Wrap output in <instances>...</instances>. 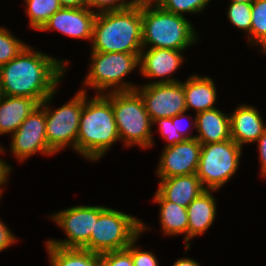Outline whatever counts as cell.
<instances>
[{"mask_svg":"<svg viewBox=\"0 0 266 266\" xmlns=\"http://www.w3.org/2000/svg\"><path fill=\"white\" fill-rule=\"evenodd\" d=\"M67 63L27 46L13 60L0 66L2 94L33 98L41 104L57 90Z\"/></svg>","mask_w":266,"mask_h":266,"instance_id":"6da1fadb","label":"cell"},{"mask_svg":"<svg viewBox=\"0 0 266 266\" xmlns=\"http://www.w3.org/2000/svg\"><path fill=\"white\" fill-rule=\"evenodd\" d=\"M86 91L80 114L76 152L89 161H97L107 153L113 143L120 141V137L111 105V92L97 94L88 99Z\"/></svg>","mask_w":266,"mask_h":266,"instance_id":"7a4b0ae2","label":"cell"},{"mask_svg":"<svg viewBox=\"0 0 266 266\" xmlns=\"http://www.w3.org/2000/svg\"><path fill=\"white\" fill-rule=\"evenodd\" d=\"M95 52H122L140 55L142 47L141 5L119 11L97 13L92 33Z\"/></svg>","mask_w":266,"mask_h":266,"instance_id":"3957f363","label":"cell"},{"mask_svg":"<svg viewBox=\"0 0 266 266\" xmlns=\"http://www.w3.org/2000/svg\"><path fill=\"white\" fill-rule=\"evenodd\" d=\"M142 47L185 50L197 43L193 23L163 10L158 4H142ZM151 46V47H150Z\"/></svg>","mask_w":266,"mask_h":266,"instance_id":"277c9868","label":"cell"},{"mask_svg":"<svg viewBox=\"0 0 266 266\" xmlns=\"http://www.w3.org/2000/svg\"><path fill=\"white\" fill-rule=\"evenodd\" d=\"M111 105L123 145H138L143 149L154 146L153 124L143 99L136 90L111 92Z\"/></svg>","mask_w":266,"mask_h":266,"instance_id":"5b68a950","label":"cell"},{"mask_svg":"<svg viewBox=\"0 0 266 266\" xmlns=\"http://www.w3.org/2000/svg\"><path fill=\"white\" fill-rule=\"evenodd\" d=\"M146 229L141 219L106 207L98 216L90 240L82 248L100 254L124 250Z\"/></svg>","mask_w":266,"mask_h":266,"instance_id":"8992f818","label":"cell"},{"mask_svg":"<svg viewBox=\"0 0 266 266\" xmlns=\"http://www.w3.org/2000/svg\"><path fill=\"white\" fill-rule=\"evenodd\" d=\"M90 59V71L83 84L96 90L97 94H105V90L107 93L108 90H110L108 92H121L136 89V85L123 79L136 67L139 68V55L91 51Z\"/></svg>","mask_w":266,"mask_h":266,"instance_id":"52a82bcc","label":"cell"},{"mask_svg":"<svg viewBox=\"0 0 266 266\" xmlns=\"http://www.w3.org/2000/svg\"><path fill=\"white\" fill-rule=\"evenodd\" d=\"M242 147L232 139L202 144L196 175L204 189L217 190L235 175Z\"/></svg>","mask_w":266,"mask_h":266,"instance_id":"ba28073f","label":"cell"},{"mask_svg":"<svg viewBox=\"0 0 266 266\" xmlns=\"http://www.w3.org/2000/svg\"><path fill=\"white\" fill-rule=\"evenodd\" d=\"M55 93L56 91L41 103L46 115L45 130L48 146L55 154L66 146L76 151L80 114L85 102V89L78 91L68 103L53 111L50 108V101Z\"/></svg>","mask_w":266,"mask_h":266,"instance_id":"9c48e42d","label":"cell"},{"mask_svg":"<svg viewBox=\"0 0 266 266\" xmlns=\"http://www.w3.org/2000/svg\"><path fill=\"white\" fill-rule=\"evenodd\" d=\"M104 206H73L53 214L50 218L65 231L67 239H48L50 245L63 248H82L91 237Z\"/></svg>","mask_w":266,"mask_h":266,"instance_id":"30bf717a","label":"cell"},{"mask_svg":"<svg viewBox=\"0 0 266 266\" xmlns=\"http://www.w3.org/2000/svg\"><path fill=\"white\" fill-rule=\"evenodd\" d=\"M45 128V109L40 104L12 134L10 151L14 157L23 162L36 153L54 155L48 146Z\"/></svg>","mask_w":266,"mask_h":266,"instance_id":"8fae6325","label":"cell"},{"mask_svg":"<svg viewBox=\"0 0 266 266\" xmlns=\"http://www.w3.org/2000/svg\"><path fill=\"white\" fill-rule=\"evenodd\" d=\"M143 99L151 121L172 118L187 111L183 82L145 84L135 89Z\"/></svg>","mask_w":266,"mask_h":266,"instance_id":"7c38bea8","label":"cell"},{"mask_svg":"<svg viewBox=\"0 0 266 266\" xmlns=\"http://www.w3.org/2000/svg\"><path fill=\"white\" fill-rule=\"evenodd\" d=\"M202 144L196 139H185L170 147H164L156 174L171 178L197 172Z\"/></svg>","mask_w":266,"mask_h":266,"instance_id":"4fadbf2b","label":"cell"},{"mask_svg":"<svg viewBox=\"0 0 266 266\" xmlns=\"http://www.w3.org/2000/svg\"><path fill=\"white\" fill-rule=\"evenodd\" d=\"M184 50L148 48L142 49L139 55V71L146 78H161L147 84L157 83H175L180 82L178 79L171 77L178 68L183 64ZM182 54V55H181Z\"/></svg>","mask_w":266,"mask_h":266,"instance_id":"5bb4252c","label":"cell"},{"mask_svg":"<svg viewBox=\"0 0 266 266\" xmlns=\"http://www.w3.org/2000/svg\"><path fill=\"white\" fill-rule=\"evenodd\" d=\"M96 12L88 7H62L56 11L39 31L57 30L72 38L92 41Z\"/></svg>","mask_w":266,"mask_h":266,"instance_id":"9a60e30c","label":"cell"},{"mask_svg":"<svg viewBox=\"0 0 266 266\" xmlns=\"http://www.w3.org/2000/svg\"><path fill=\"white\" fill-rule=\"evenodd\" d=\"M229 115L231 139L240 147L257 142L266 129L259 111L248 104L239 105Z\"/></svg>","mask_w":266,"mask_h":266,"instance_id":"2e32d148","label":"cell"},{"mask_svg":"<svg viewBox=\"0 0 266 266\" xmlns=\"http://www.w3.org/2000/svg\"><path fill=\"white\" fill-rule=\"evenodd\" d=\"M205 189L195 174L160 178L159 188L153 200H167L187 208V206Z\"/></svg>","mask_w":266,"mask_h":266,"instance_id":"e0dca14e","label":"cell"},{"mask_svg":"<svg viewBox=\"0 0 266 266\" xmlns=\"http://www.w3.org/2000/svg\"><path fill=\"white\" fill-rule=\"evenodd\" d=\"M217 190L205 189L188 206L187 247L190 249V239L203 235L213 224L216 217V199L212 193Z\"/></svg>","mask_w":266,"mask_h":266,"instance_id":"ac0fdd59","label":"cell"},{"mask_svg":"<svg viewBox=\"0 0 266 266\" xmlns=\"http://www.w3.org/2000/svg\"><path fill=\"white\" fill-rule=\"evenodd\" d=\"M193 125V128L199 132L195 136L201 144L231 139L229 115L218 108L196 113Z\"/></svg>","mask_w":266,"mask_h":266,"instance_id":"d6986e66","label":"cell"},{"mask_svg":"<svg viewBox=\"0 0 266 266\" xmlns=\"http://www.w3.org/2000/svg\"><path fill=\"white\" fill-rule=\"evenodd\" d=\"M39 105L33 98L3 95L0 98V135H12Z\"/></svg>","mask_w":266,"mask_h":266,"instance_id":"ffe728a7","label":"cell"},{"mask_svg":"<svg viewBox=\"0 0 266 266\" xmlns=\"http://www.w3.org/2000/svg\"><path fill=\"white\" fill-rule=\"evenodd\" d=\"M185 104L187 111L193 109L196 113L216 108L217 90L214 80L209 77L190 76L183 82Z\"/></svg>","mask_w":266,"mask_h":266,"instance_id":"44dd1931","label":"cell"},{"mask_svg":"<svg viewBox=\"0 0 266 266\" xmlns=\"http://www.w3.org/2000/svg\"><path fill=\"white\" fill-rule=\"evenodd\" d=\"M46 250L51 266H100L101 254L83 248H63L50 245L46 241Z\"/></svg>","mask_w":266,"mask_h":266,"instance_id":"7402d4cb","label":"cell"},{"mask_svg":"<svg viewBox=\"0 0 266 266\" xmlns=\"http://www.w3.org/2000/svg\"><path fill=\"white\" fill-rule=\"evenodd\" d=\"M160 205V224L161 229L166 236L185 234L184 242L187 247V227L188 216L187 208L167 201V200H153Z\"/></svg>","mask_w":266,"mask_h":266,"instance_id":"603a6c76","label":"cell"},{"mask_svg":"<svg viewBox=\"0 0 266 266\" xmlns=\"http://www.w3.org/2000/svg\"><path fill=\"white\" fill-rule=\"evenodd\" d=\"M29 26L39 31L47 20L62 8L59 0H24Z\"/></svg>","mask_w":266,"mask_h":266,"instance_id":"cb8c5ba5","label":"cell"},{"mask_svg":"<svg viewBox=\"0 0 266 266\" xmlns=\"http://www.w3.org/2000/svg\"><path fill=\"white\" fill-rule=\"evenodd\" d=\"M248 42L253 46L260 45V49L266 54V0H254L252 3Z\"/></svg>","mask_w":266,"mask_h":266,"instance_id":"d4e9b609","label":"cell"},{"mask_svg":"<svg viewBox=\"0 0 266 266\" xmlns=\"http://www.w3.org/2000/svg\"><path fill=\"white\" fill-rule=\"evenodd\" d=\"M28 45L14 37L10 30L0 27V66L18 56Z\"/></svg>","mask_w":266,"mask_h":266,"instance_id":"484cf974","label":"cell"},{"mask_svg":"<svg viewBox=\"0 0 266 266\" xmlns=\"http://www.w3.org/2000/svg\"><path fill=\"white\" fill-rule=\"evenodd\" d=\"M211 0H159L158 5L165 11L183 15V13H200Z\"/></svg>","mask_w":266,"mask_h":266,"instance_id":"4316f807","label":"cell"},{"mask_svg":"<svg viewBox=\"0 0 266 266\" xmlns=\"http://www.w3.org/2000/svg\"><path fill=\"white\" fill-rule=\"evenodd\" d=\"M251 9L252 3L230 2L227 11L228 19L233 26L248 34L251 30Z\"/></svg>","mask_w":266,"mask_h":266,"instance_id":"83f0119b","label":"cell"},{"mask_svg":"<svg viewBox=\"0 0 266 266\" xmlns=\"http://www.w3.org/2000/svg\"><path fill=\"white\" fill-rule=\"evenodd\" d=\"M152 124H158V131L167 140L165 147H170L176 143L182 142L185 139L183 136L176 131L175 124H173L171 118H157L152 122Z\"/></svg>","mask_w":266,"mask_h":266,"instance_id":"f1b7e54d","label":"cell"},{"mask_svg":"<svg viewBox=\"0 0 266 266\" xmlns=\"http://www.w3.org/2000/svg\"><path fill=\"white\" fill-rule=\"evenodd\" d=\"M100 266H134V264L132 255L124 249L102 253Z\"/></svg>","mask_w":266,"mask_h":266,"instance_id":"f546056e","label":"cell"},{"mask_svg":"<svg viewBox=\"0 0 266 266\" xmlns=\"http://www.w3.org/2000/svg\"><path fill=\"white\" fill-rule=\"evenodd\" d=\"M137 238L134 239L126 250L132 255L134 266H158V260L152 252L142 251L136 244Z\"/></svg>","mask_w":266,"mask_h":266,"instance_id":"4dcf8cb0","label":"cell"},{"mask_svg":"<svg viewBox=\"0 0 266 266\" xmlns=\"http://www.w3.org/2000/svg\"><path fill=\"white\" fill-rule=\"evenodd\" d=\"M134 5V0H87V7L96 8V13L108 12V11H119Z\"/></svg>","mask_w":266,"mask_h":266,"instance_id":"1f68e13d","label":"cell"},{"mask_svg":"<svg viewBox=\"0 0 266 266\" xmlns=\"http://www.w3.org/2000/svg\"><path fill=\"white\" fill-rule=\"evenodd\" d=\"M17 238L12 234L11 230L0 219V252L6 249L11 244L15 243Z\"/></svg>","mask_w":266,"mask_h":266,"instance_id":"d6a6232c","label":"cell"},{"mask_svg":"<svg viewBox=\"0 0 266 266\" xmlns=\"http://www.w3.org/2000/svg\"><path fill=\"white\" fill-rule=\"evenodd\" d=\"M259 161H260V174L266 177V129L259 137L258 141Z\"/></svg>","mask_w":266,"mask_h":266,"instance_id":"836d02e7","label":"cell"},{"mask_svg":"<svg viewBox=\"0 0 266 266\" xmlns=\"http://www.w3.org/2000/svg\"><path fill=\"white\" fill-rule=\"evenodd\" d=\"M3 148L4 147H2L0 144V152L1 153L5 152ZM11 171H12V167L10 165H8L6 163V161L4 162V160H2V158L0 157V195H2V193H3L2 186L8 182V177H9V174L11 173Z\"/></svg>","mask_w":266,"mask_h":266,"instance_id":"e575fe53","label":"cell"},{"mask_svg":"<svg viewBox=\"0 0 266 266\" xmlns=\"http://www.w3.org/2000/svg\"><path fill=\"white\" fill-rule=\"evenodd\" d=\"M186 112L187 111H185V112H182V113H180V114H178V115H176V116H173L171 119H172V122H173V124H175V128H176V131L178 132V133H180L182 136H183V138L184 139H193V138H196V136H191V134L189 135V134H187L188 132L186 131V130H188L189 128L187 127V129H183L182 128V125H180V124H182L181 123V121H183L185 118H186ZM185 116V117H184ZM185 126V125H184ZM185 127V128H186Z\"/></svg>","mask_w":266,"mask_h":266,"instance_id":"d590c367","label":"cell"},{"mask_svg":"<svg viewBox=\"0 0 266 266\" xmlns=\"http://www.w3.org/2000/svg\"><path fill=\"white\" fill-rule=\"evenodd\" d=\"M62 7L83 8L87 7V0H59Z\"/></svg>","mask_w":266,"mask_h":266,"instance_id":"8d00e7d4","label":"cell"},{"mask_svg":"<svg viewBox=\"0 0 266 266\" xmlns=\"http://www.w3.org/2000/svg\"><path fill=\"white\" fill-rule=\"evenodd\" d=\"M172 266H200V264L197 261L186 257L179 258Z\"/></svg>","mask_w":266,"mask_h":266,"instance_id":"74e56055","label":"cell"},{"mask_svg":"<svg viewBox=\"0 0 266 266\" xmlns=\"http://www.w3.org/2000/svg\"><path fill=\"white\" fill-rule=\"evenodd\" d=\"M159 0H134V5H142V4H157Z\"/></svg>","mask_w":266,"mask_h":266,"instance_id":"f35d334b","label":"cell"},{"mask_svg":"<svg viewBox=\"0 0 266 266\" xmlns=\"http://www.w3.org/2000/svg\"><path fill=\"white\" fill-rule=\"evenodd\" d=\"M230 1L236 3H253L254 0H230Z\"/></svg>","mask_w":266,"mask_h":266,"instance_id":"ab89813d","label":"cell"},{"mask_svg":"<svg viewBox=\"0 0 266 266\" xmlns=\"http://www.w3.org/2000/svg\"><path fill=\"white\" fill-rule=\"evenodd\" d=\"M3 96L2 90H1V83H0V98Z\"/></svg>","mask_w":266,"mask_h":266,"instance_id":"60d3db41","label":"cell"}]
</instances>
